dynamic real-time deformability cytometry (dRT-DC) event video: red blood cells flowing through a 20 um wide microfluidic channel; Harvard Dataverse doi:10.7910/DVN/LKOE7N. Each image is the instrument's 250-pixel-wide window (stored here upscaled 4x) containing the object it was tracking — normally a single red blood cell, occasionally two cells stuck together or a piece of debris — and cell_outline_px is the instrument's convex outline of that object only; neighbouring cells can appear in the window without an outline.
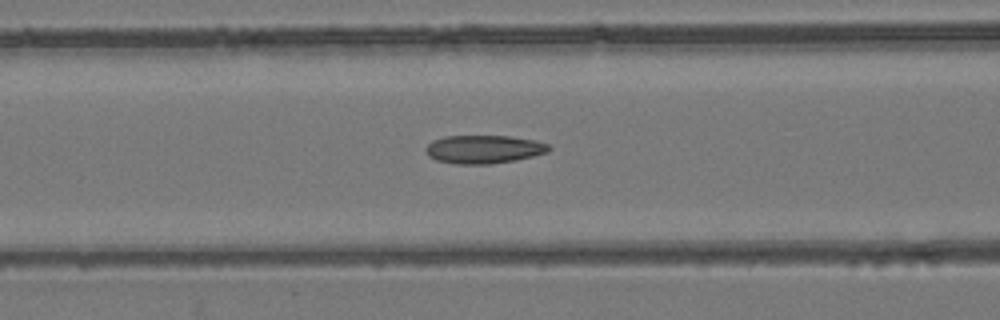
{"species": "common noctule bat (a hibernating species)", "species_latin": "Nyctalus noctula", "temperature_condition": "room temperature", "stored_images_in_passage": 55, "camera_frame_rate_fps": 3000, "um_per_image_px": 0.085, "animal": {"sex": "female", "body_mass_g": 24.6, "forearm_length_mm": 56.2}, "frame": {"image": 1, "passage_image": 23, "time_ms": 7.333, "image_size_px": [1000, 320], "cell_outline_px": [[552, 148], [548, 152], [516, 160], [488, 164], [456, 164], [436, 160], [428, 156], [424, 148], [432, 140], [444, 136], [508, 136], [536, 140], [548, 144]], "centroid_in_image_um": [41.11, 12.68], "position_along_channel_um": 125.5, "area_um2": 20.4}}
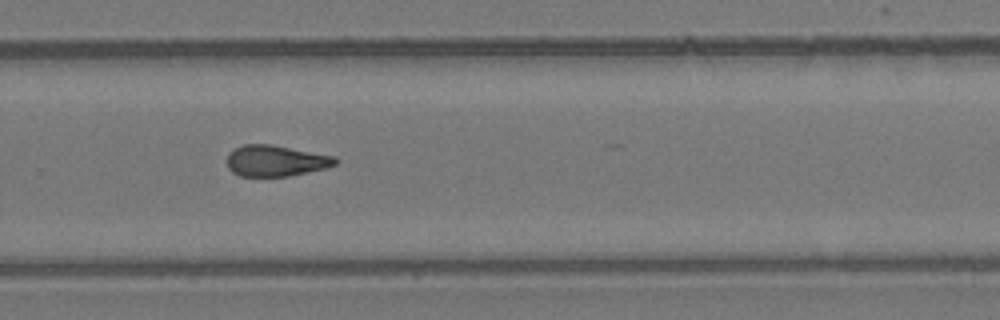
{"frame": {"image": 2, "passage_image": 37, "time_ms": 12.0, "image_size_px": [1000, 320], "cell_outline_px": [[336, 164], [324, 168], [288, 176], [240, 176], [232, 172], [228, 168], [228, 152], [232, 148], [244, 144], [272, 144], [336, 156]], "centroid_in_image_um": [23.4, 13.65], "position_along_channel_um": 306.4, "area_um2": 19.65}}
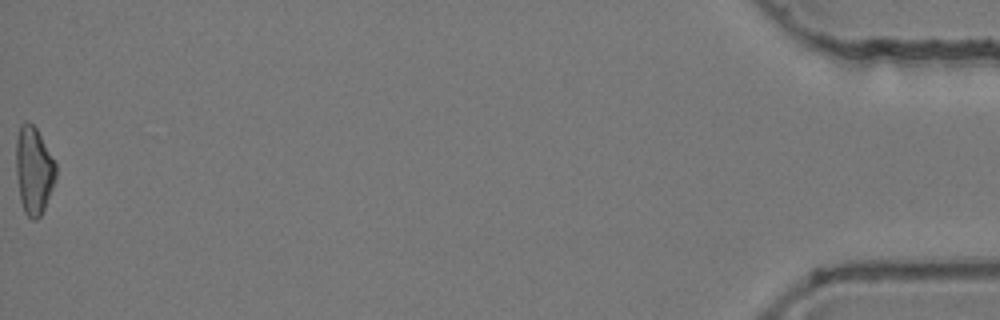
{"frame": {"image": 3, "passage_image": 55, "time_ms": 18.0, "image_size_px": [1000, 320], "cell_outline_px": [[56, 176], [52, 188], [44, 208], [40, 216], [36, 220], [32, 220], [24, 212], [20, 200], [16, 172], [16, 140], [20, 124], [28, 120], [36, 128], [56, 164]], "centroid_in_image_um": [2.85, 14.48], "position_along_channel_um": 432.3, "area_um2": 20.17}, "authors_computed_cell_mechanics": {"area_um2": 20.1722, "velocity_mm_per_s": 3.8825, "shape_relaxation_time_tau1_ms": null, "shape_relaxation_time_tau2_ms": 3.4842, "deformation_change_tau1": null, "deformation_change_tau2": 0.12}}